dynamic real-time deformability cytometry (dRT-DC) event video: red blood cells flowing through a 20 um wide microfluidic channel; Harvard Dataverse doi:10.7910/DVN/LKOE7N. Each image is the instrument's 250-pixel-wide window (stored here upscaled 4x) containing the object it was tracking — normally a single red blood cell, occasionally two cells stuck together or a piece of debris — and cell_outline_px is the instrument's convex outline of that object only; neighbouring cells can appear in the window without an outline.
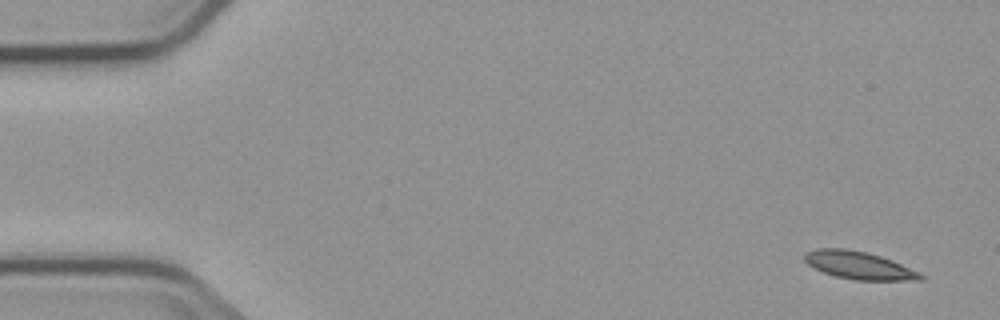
{"species": "common noctule bat (a hibernating species)", "species_latin": "Nyctalus noctula", "temperature_condition": "cold", "stored_images_in_passage": 6, "segment_of_instrument_passage": [1, 2], "camera_frame_rate_fps": 3000, "um_per_image_px": 0.085, "animal": {"sex": "male", "body_mass_g": 23.1, "forearm_length_mm": 52.7}, "frame": {"image": 1, "passage_image": 1, "time_ms": 0.0, "image_size_px": [1000, 320], "cell_outline_px": [[924, 280], [852, 280], [836, 276], [812, 268], [804, 260], [804, 252], [816, 248], [844, 248], [868, 252], [892, 260], [920, 272], [924, 276]], "centroid_in_image_um": [72.99, 22.55], "position_along_channel_um": 12.0, "area_um2": 18.9}}
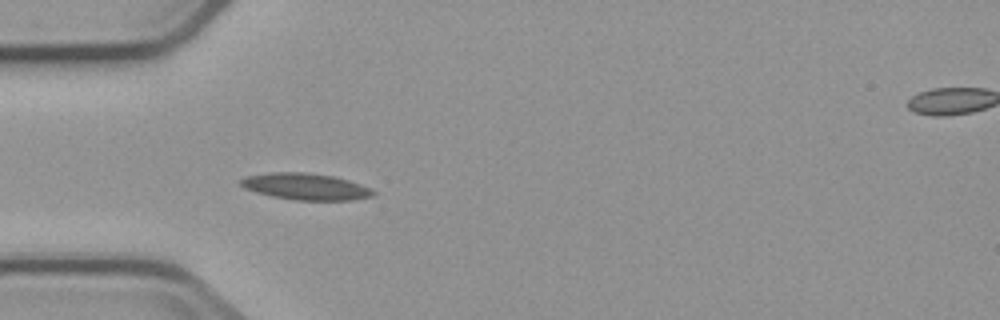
{"frame": {"image": 2, "passage_image": 5, "time_ms": 4.667, "image_size_px": [1000, 320], "cell_outline_px": [[376, 196], [352, 200], [296, 200], [272, 196], [256, 192], [244, 188], [240, 184], [240, 180], [248, 176], [268, 172], [304, 172], [332, 176], [348, 180], [360, 184], [376, 192]], "centroid_in_image_um": [25.99, 15.86], "position_along_channel_um": 59.0, "area_um2": 20.4}}